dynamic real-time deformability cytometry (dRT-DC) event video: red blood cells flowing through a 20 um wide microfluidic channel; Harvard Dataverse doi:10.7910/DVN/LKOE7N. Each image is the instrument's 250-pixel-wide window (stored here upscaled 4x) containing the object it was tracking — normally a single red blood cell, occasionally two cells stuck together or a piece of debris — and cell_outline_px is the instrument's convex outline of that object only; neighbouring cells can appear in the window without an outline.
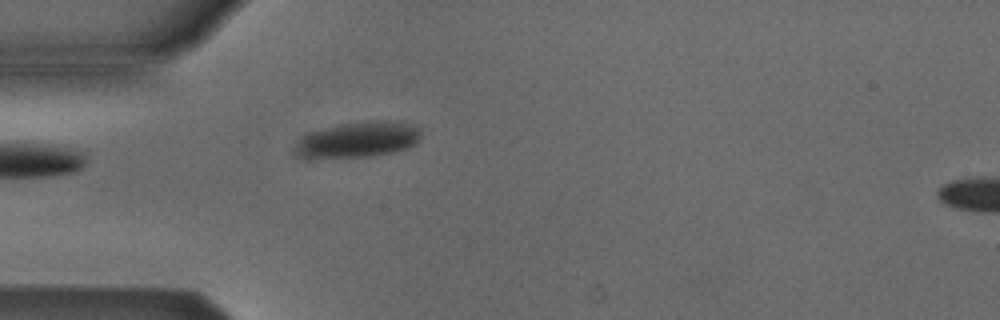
{"species": "Egyptian fruit bat (a non-hibernating species)", "species_latin": "Rousettus aegyptiacus", "temperature_condition": "cold", "stored_images_in_passage": 5, "segment_of_instrument_passage": [1, 2], "camera_frame_rate_fps": 3000, "um_per_image_px": 0.085, "animal": {"sex": "male"}, "frame": {"image": 1, "passage_image": 4, "time_ms": 4.333, "image_size_px": [1000, 320], "cell_outline_px": [[420, 140], [416, 144], [408, 148], [392, 152], [368, 156], [300, 156], [296, 152], [296, 144], [308, 132], [340, 124], [388, 120], [404, 120], [416, 124], [420, 128]], "centroid_in_image_um": [30.58, 11.82], "position_along_channel_um": 54.4, "area_um2": 25.72}}